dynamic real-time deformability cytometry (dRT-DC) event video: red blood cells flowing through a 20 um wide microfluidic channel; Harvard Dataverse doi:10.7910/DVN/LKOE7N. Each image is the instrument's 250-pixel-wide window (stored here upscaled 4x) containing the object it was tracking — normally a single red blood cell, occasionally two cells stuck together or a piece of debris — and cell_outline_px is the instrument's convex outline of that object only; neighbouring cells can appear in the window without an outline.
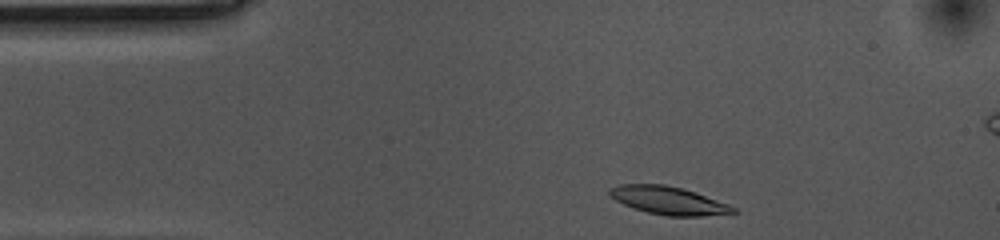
{"species": "common noctule bat (a hibernating species)", "species_latin": "Nyctalus noctula", "temperature_condition": "cold", "stored_images_in_passage": 35, "camera_frame_rate_fps": 3000, "um_per_image_px": 0.085, "animal": {"sex": "female", "body_mass_g": 10.0, "forearm_length_mm": 53.1}, "frame": {"image": 1, "passage_image": 1, "time_ms": 0.0, "image_size_px": [1000, 240], "cell_outline_px": [[740, 212], [732, 216], [668, 216], [648, 212], [624, 204], [616, 200], [608, 192], [608, 188], [620, 184], [664, 184], [684, 188], [696, 192], [728, 204], [736, 208]], "centroid_in_image_um": [56.95, 17.06], "position_along_channel_um": 28.0, "area_um2": 20.52}}
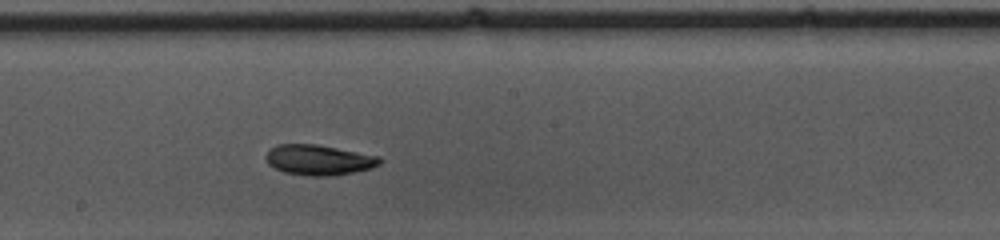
{"frame": {"image": 2, "passage_image": 21, "time_ms": 6.667, "image_size_px": [1000, 240], "cell_outline_px": [[384, 160], [380, 164], [372, 168], [332, 176], [308, 176], [284, 172], [268, 164], [264, 156], [268, 148], [276, 144], [316, 144], [380, 156]], "centroid_in_image_um": [27.08, 13.59], "position_along_channel_um": 221.1, "area_um2": 20.35}}
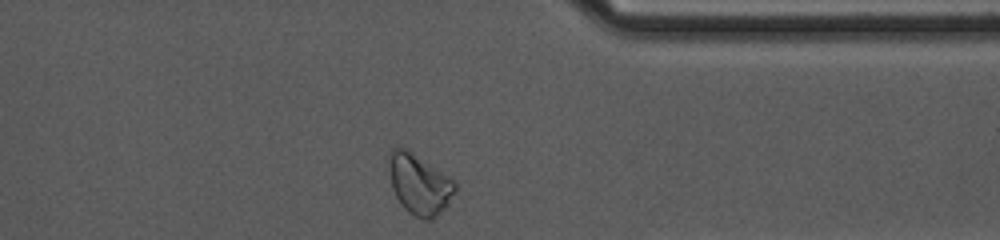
{"frame": {"image": 3, "passage_image": 35, "time_ms": 11.333, "image_size_px": [1000, 240], "cell_outline_px": [[456, 188], [448, 204], [436, 216], [428, 220], [424, 220], [408, 212], [400, 204], [392, 188], [388, 172], [388, 152], [392, 148], [404, 148], [456, 180]], "centroid_in_image_um": [35.62, 15.66], "position_along_channel_um": 375.8, "area_um2": 23.24}, "authors_computed_cell_mechanics": {"area_um2": 20.1722, "velocity_mm_per_s": 3.5145, "shape_relaxation_time_tau1_ms": 6.1421, "shape_relaxation_time_tau2_ms": 6.4598, "deformation_change_tau1": 0.1444, "deformation_change_tau2": 0.1149}}